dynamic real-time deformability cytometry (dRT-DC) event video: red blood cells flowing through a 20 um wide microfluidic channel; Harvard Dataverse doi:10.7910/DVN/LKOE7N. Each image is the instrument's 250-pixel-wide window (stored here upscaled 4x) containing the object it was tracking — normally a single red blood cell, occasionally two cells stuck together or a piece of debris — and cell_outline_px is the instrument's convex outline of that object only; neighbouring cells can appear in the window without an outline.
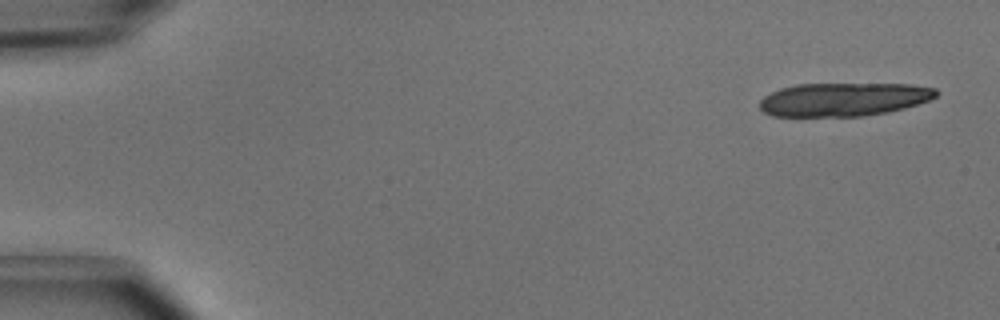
{"species": "common noctule bat (a hibernating species)", "species_latin": "Nyctalus noctula", "temperature_condition": "cold", "stored_images_in_passage": 4, "camera_frame_rate_fps": 3000, "um_per_image_px": 0.085, "animal": {"sex": "male", "body_mass_g": 15.6}, "frame": {"image": 1, "passage_image": 1, "time_ms": 0.0, "image_size_px": [1000, 320], "cell_outline_px": [[940, 92], [936, 96], [928, 100], [904, 108], [888, 112], [860, 116], [772, 116], [764, 112], [760, 108], [760, 100], [764, 96], [780, 88], [796, 84], [908, 84], [936, 88]], "centroid_in_image_um": [71.7, 8.44], "position_along_channel_um": 13.3, "area_um2": 34.33}}